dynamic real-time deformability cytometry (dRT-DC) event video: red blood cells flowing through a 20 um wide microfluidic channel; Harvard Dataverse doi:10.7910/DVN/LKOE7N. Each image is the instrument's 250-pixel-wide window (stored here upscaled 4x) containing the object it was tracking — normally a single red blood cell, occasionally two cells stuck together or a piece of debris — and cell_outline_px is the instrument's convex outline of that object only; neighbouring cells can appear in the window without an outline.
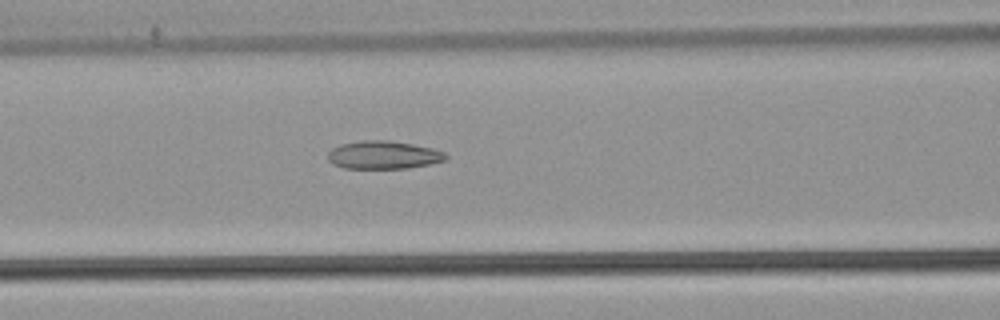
{"species": "common noctule bat (a hibernating species)", "species_latin": "Nyctalus noctula", "temperature_condition": "warm", "stored_images_in_passage": 53, "camera_frame_rate_fps": 3000, "um_per_image_px": 0.085, "animal": {"sex": "male", "body_mass_g": 21.5, "forearm_length_mm": 52.0}, "frame": {"image": 1, "passage_image": 22, "time_ms": 7.0, "image_size_px": [1000, 320], "cell_outline_px": [[448, 156], [444, 160], [428, 164], [408, 168], [344, 168], [332, 164], [328, 160], [328, 152], [332, 148], [340, 144], [360, 140], [384, 140], [412, 144], [432, 148], [444, 152]], "centroid_in_image_um": [32.55, 13.17], "position_along_channel_um": 134.1, "area_um2": 19.19}}
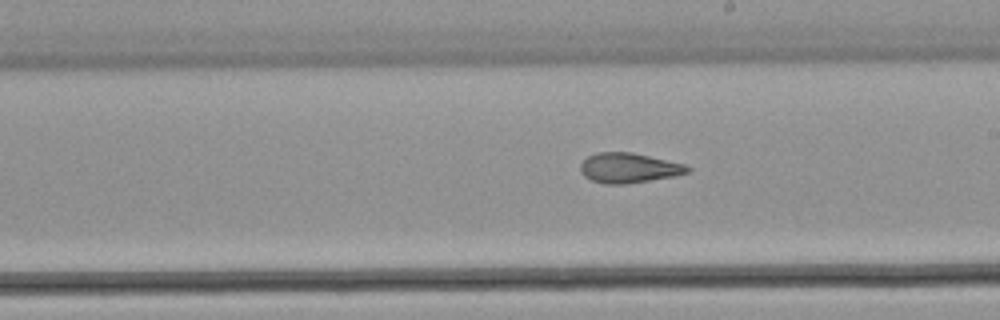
{"frame": {"image": 2, "passage_image": 30, "time_ms": 9.667, "image_size_px": [1000, 320], "cell_outline_px": [[692, 168], [688, 172], [672, 176], [624, 184], [604, 184], [592, 180], [584, 176], [580, 172], [580, 164], [588, 156], [596, 152], [632, 152], [684, 164]], "centroid_in_image_um": [53.4, 14.26], "position_along_channel_um": 235.6, "area_um2": 18.5}}
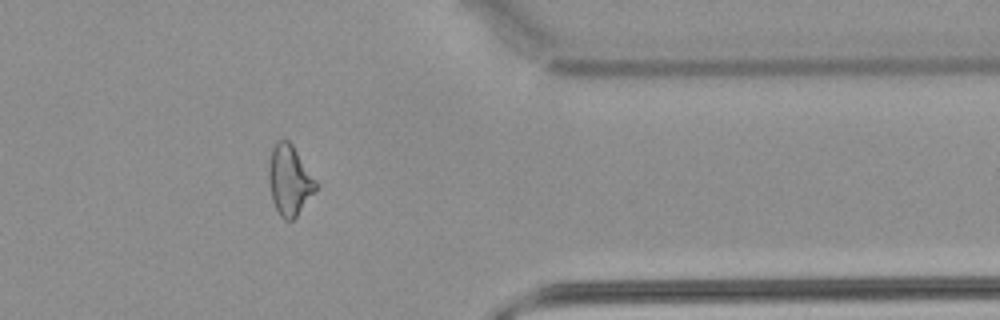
{"frame": {"image": 3, "passage_image": 43, "time_ms": 14.0, "image_size_px": [1000, 320], "cell_outline_px": [[316, 188], [296, 216], [292, 220], [284, 220], [280, 216], [272, 200], [268, 180], [268, 164], [272, 148], [276, 140], [288, 140], [292, 144], [316, 180]], "centroid_in_image_um": [24.56, 15.29], "position_along_channel_um": 386.8, "area_um2": 19.02}, "authors_computed_cell_mechanics": {"area_um2": 19.9988, "velocity_mm_per_s": 3.8115, "shape_relaxation_time_tau1_ms": null, "shape_relaxation_time_tau2_ms": 2.5595, "deformation_change_tau1": null, "deformation_change_tau2": 0.0986}}